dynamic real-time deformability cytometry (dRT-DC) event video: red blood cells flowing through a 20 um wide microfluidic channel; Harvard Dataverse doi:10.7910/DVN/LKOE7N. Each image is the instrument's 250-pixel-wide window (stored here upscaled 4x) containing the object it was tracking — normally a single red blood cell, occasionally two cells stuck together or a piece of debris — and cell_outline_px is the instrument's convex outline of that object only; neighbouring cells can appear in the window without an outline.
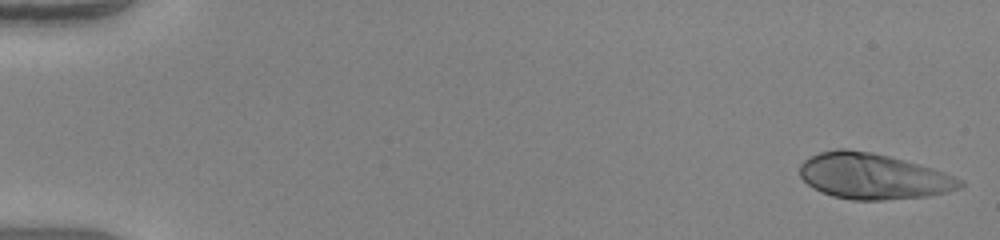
{"species": "human", "species_latin": "Homo sapiens", "temperature_condition": "warm", "stored_images_in_passage": 49, "camera_frame_rate_fps": 3000, "um_per_image_px": 0.085, "donor": {"sex": "female"}, "frame": {"image": 1, "passage_image": 1, "time_ms": 0.0, "image_size_px": [1000, 240], "cell_outline_px": [[964, 184], [960, 188], [928, 196], [884, 200], [852, 200], [832, 196], [820, 192], [812, 188], [800, 176], [800, 164], [804, 160], [820, 152], [836, 148], [848, 148], [872, 152], [920, 164], [956, 176], [964, 180]], "centroid_in_image_um": [74.21, 14.98], "position_along_channel_um": 10.8, "area_um2": 42.95}}
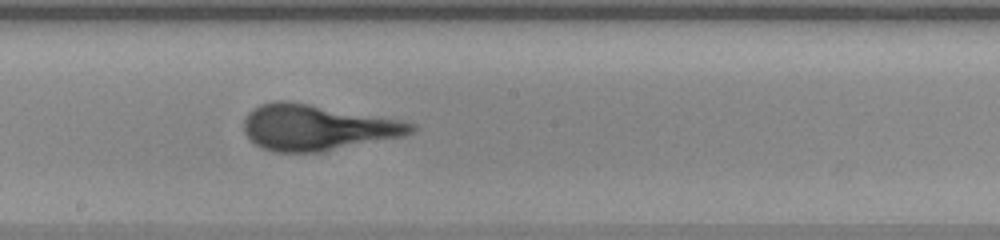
{"frame": {"image": 2, "passage_image": 28, "time_ms": 9.0, "image_size_px": [1000, 240], "cell_outline_px": [[416, 128], [412, 132], [404, 136], [320, 152], [276, 152], [260, 148], [244, 132], [244, 116], [252, 108], [260, 104], [272, 100], [288, 100], [400, 120], [416, 124]], "centroid_in_image_um": [26.9, 10.83], "position_along_channel_um": 221.3, "area_um2": 44.62}}
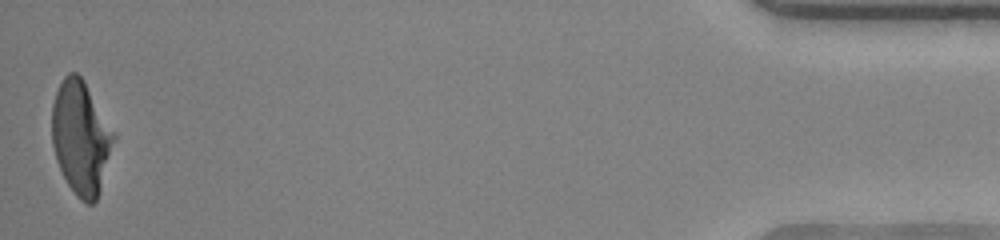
{"frame": {"image": 3, "passage_image": 49, "time_ms": 16.0, "image_size_px": [1000, 240], "cell_outline_px": [[116, 136], [100, 188], [96, 200], [92, 204], [88, 204], [80, 200], [76, 196], [68, 184], [56, 160], [52, 144], [52, 104], [56, 92], [64, 76], [68, 72], [76, 72], [84, 80], [116, 132]], "centroid_in_image_um": [6.88, 11.67], "position_along_channel_um": 428.3, "area_um2": 40.86}}